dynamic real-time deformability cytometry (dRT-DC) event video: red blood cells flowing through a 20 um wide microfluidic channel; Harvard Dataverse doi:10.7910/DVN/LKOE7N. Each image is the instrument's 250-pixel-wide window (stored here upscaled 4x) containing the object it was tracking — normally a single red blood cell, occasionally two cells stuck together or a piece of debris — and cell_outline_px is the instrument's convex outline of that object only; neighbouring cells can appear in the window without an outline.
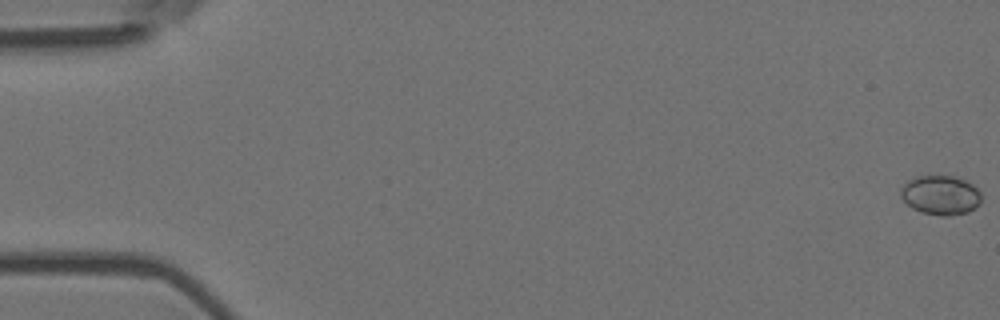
{"species": "Egyptian fruit bat (a non-hibernating species)", "species_latin": "Rousettus aegyptiacus", "temperature_condition": "room temperature", "stored_images_in_passage": 9, "camera_frame_rate_fps": 3000, "um_per_image_px": 0.085, "animal": {"sex": "female"}, "frame": {"image": 1, "passage_image": 1, "time_ms": 0.0, "image_size_px": [1000, 320], "cell_outline_px": [[980, 204], [976, 208], [968, 212], [948, 216], [940, 216], [920, 212], [912, 208], [900, 196], [900, 188], [908, 180], [916, 176], [956, 176], [972, 184], [980, 192]], "centroid_in_image_um": [79.94, 16.59], "position_along_channel_um": 5.1, "area_um2": 18.61}}
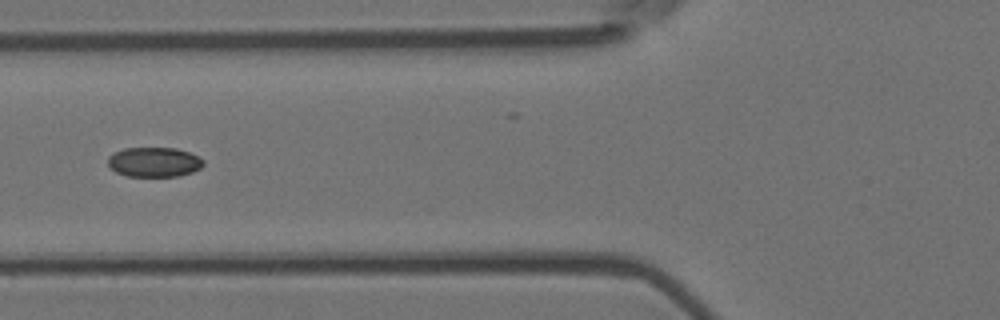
{"frame": {"image": 2, "passage_image": 7, "time_ms": 2.0, "image_size_px": [1000, 320], "cell_outline_px": [[204, 164], [200, 168], [192, 172], [180, 176], [128, 176], [116, 172], [108, 164], [108, 156], [112, 152], [124, 148], [176, 148], [188, 152], [204, 160]], "centroid_in_image_um": [13.08, 13.77], "position_along_channel_um": 112.7, "area_um2": 16.53}}
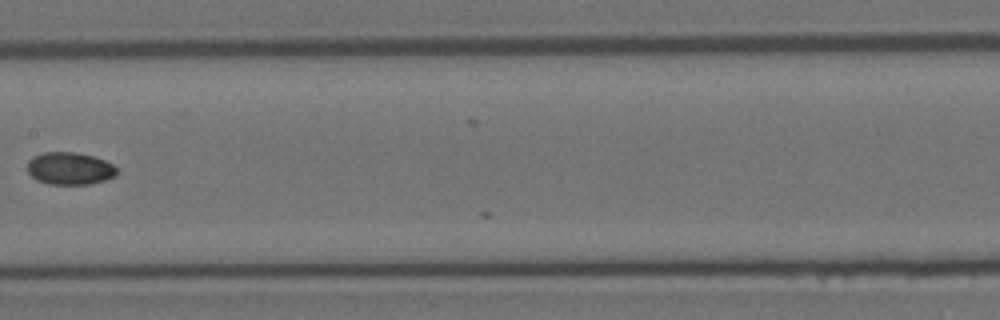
{"frame": {"image": 3, "passage_image": 9, "time_ms": 2.667, "image_size_px": [1000, 320], "cell_outline_px": [[116, 176], [104, 180], [88, 184], [48, 184], [36, 180], [28, 172], [28, 160], [32, 156], [44, 152], [76, 152], [96, 156], [112, 164], [116, 168]], "centroid_in_image_um": [5.91, 14.31], "position_along_channel_um": 201.5, "area_um2": 16.99}}